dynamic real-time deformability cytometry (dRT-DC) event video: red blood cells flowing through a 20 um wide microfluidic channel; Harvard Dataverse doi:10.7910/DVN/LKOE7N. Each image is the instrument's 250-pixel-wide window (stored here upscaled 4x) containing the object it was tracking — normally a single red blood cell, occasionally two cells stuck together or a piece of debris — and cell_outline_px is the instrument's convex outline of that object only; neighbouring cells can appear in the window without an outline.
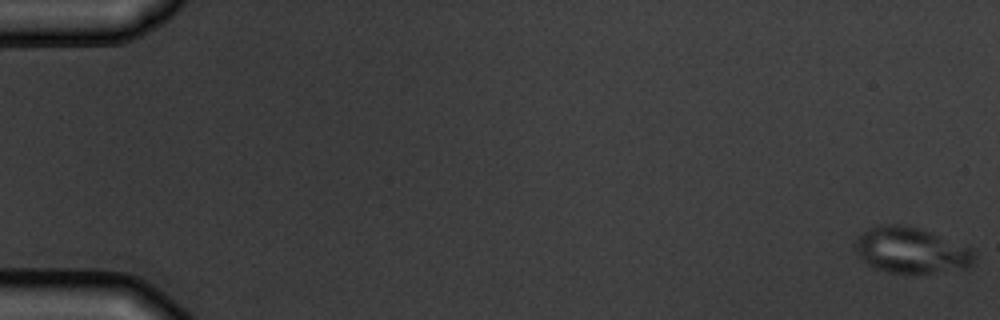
{"species": "common noctule bat (a hibernating species)", "species_latin": "Nyctalus noctula", "temperature_condition": "warm", "stored_images_in_passage": 6, "camera_frame_rate_fps": 3000, "um_per_image_px": 0.085, "animal": {"sex": "male", "body_mass_g": 19.5, "forearm_length_mm": 54.6}, "frame": {"image": 1, "passage_image": 1, "time_ms": 0.0, "image_size_px": [1000, 320], "cell_outline_px": [[976, 260], [968, 268], [916, 276], [888, 272], [876, 268], [868, 264], [852, 248], [856, 240], [864, 232], [880, 224], [896, 224], [920, 228], [968, 244], [972, 248], [976, 256]], "centroid_in_image_um": [77.54, 21.31], "position_along_channel_um": 7.5, "area_um2": 32.89}}